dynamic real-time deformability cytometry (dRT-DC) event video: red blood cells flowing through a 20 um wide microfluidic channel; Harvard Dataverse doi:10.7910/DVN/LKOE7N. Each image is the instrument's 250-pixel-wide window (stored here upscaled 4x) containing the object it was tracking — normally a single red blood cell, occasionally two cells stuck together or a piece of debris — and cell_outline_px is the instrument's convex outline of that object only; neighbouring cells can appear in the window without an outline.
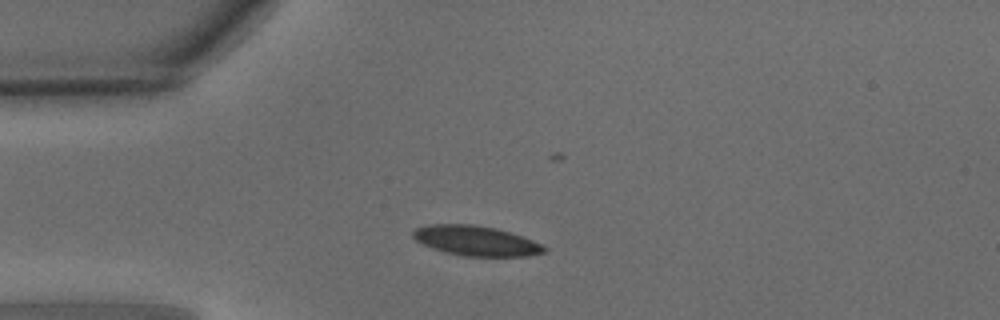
{"species": "common noctule bat (a hibernating species)", "species_latin": "Nyctalus noctula", "temperature_condition": "warm", "stored_images_in_passage": 39, "camera_frame_rate_fps": 3000, "um_per_image_px": 0.085, "animal": {"sex": "male", "body_mass_g": 15.6}, "frame": {"image": 1, "passage_image": 9, "time_ms": 2.667, "image_size_px": [1000, 320], "cell_outline_px": [[548, 252], [528, 256], [464, 256], [444, 252], [432, 248], [416, 240], [412, 236], [412, 232], [416, 228], [428, 224], [472, 224], [496, 228], [532, 240], [548, 248]], "centroid_in_image_um": [40.46, 20.47], "position_along_channel_um": 44.5, "area_um2": 22.83}}
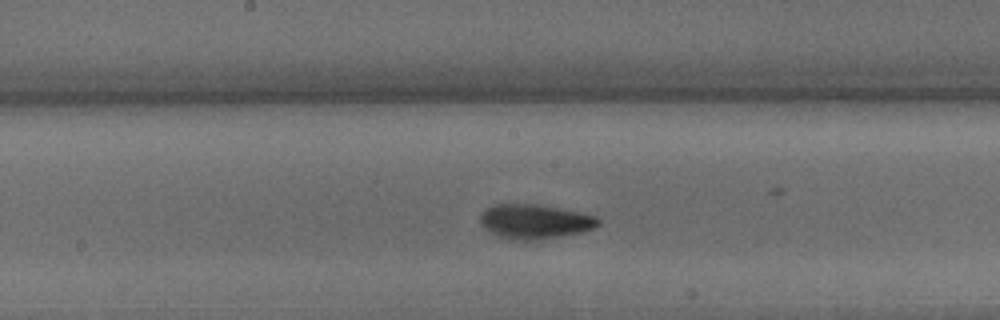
{"frame": {"image": 2, "passage_image": 22, "time_ms": 7.0, "image_size_px": [1000, 320], "cell_outline_px": [[600, 224], [596, 228], [580, 232], [560, 236], [532, 240], [512, 240], [496, 236], [484, 228], [480, 224], [480, 216], [484, 208], [492, 204], [536, 204], [560, 208], [580, 212], [596, 216], [600, 220]], "centroid_in_image_um": [45.42, 18.82], "position_along_channel_um": 202.8, "area_um2": 23.93}}
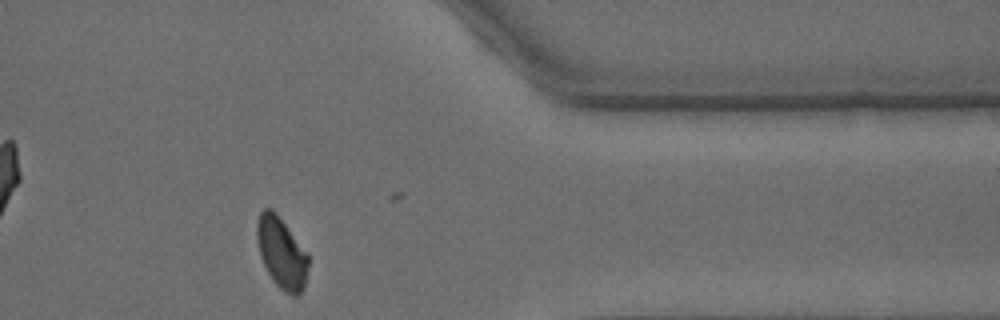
{"frame": {"image": 3, "passage_image": 37, "time_ms": 12.0, "image_size_px": [1000, 320], "cell_outline_px": [[308, 264], [304, 288], [296, 296], [292, 296], [284, 292], [272, 280], [260, 256], [256, 236], [256, 224], [260, 212], [264, 208], [272, 208], [276, 212], [308, 252]], "centroid_in_image_um": [23.93, 21.47], "position_along_channel_um": 387.5, "area_um2": 21.44}, "authors_computed_cell_mechanics": {"area_um2": 22.3108, "velocity_mm_per_s": 4.056, "shape_relaxation_time_tau1_ms": 4.0511, "shape_relaxation_time_tau2_ms": 1.5015, "deformation_change_tau1": 0.1322, "deformation_change_tau2": 0.0515}}